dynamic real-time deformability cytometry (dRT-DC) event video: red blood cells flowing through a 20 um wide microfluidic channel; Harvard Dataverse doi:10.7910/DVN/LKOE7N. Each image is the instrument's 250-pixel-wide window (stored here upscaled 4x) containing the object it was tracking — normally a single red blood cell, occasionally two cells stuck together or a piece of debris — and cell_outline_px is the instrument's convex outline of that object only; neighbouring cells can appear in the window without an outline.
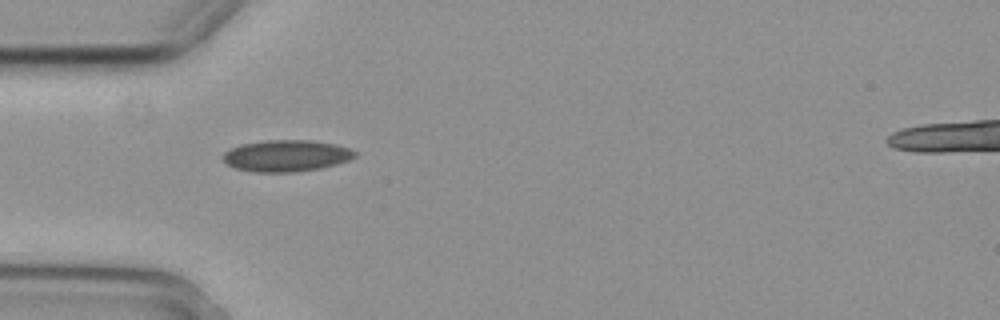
{"species": "common noctule bat (a hibernating species)", "species_latin": "Nyctalus noctula", "temperature_condition": "cold", "stored_images_in_passage": 2, "camera_frame_rate_fps": 3000, "um_per_image_px": 0.085, "animal": {"sex": "female", "body_mass_g": 29.2, "forearm_length_mm": 56.3}, "frame": {"image": 1, "passage_image": 1, "time_ms": 0.0, "image_size_px": [1000, 320], "cell_outline_px": [[356, 156], [348, 160], [336, 164], [320, 168], [296, 172], [252, 172], [236, 168], [228, 164], [220, 156], [224, 152], [240, 144], [264, 140], [312, 140], [336, 144], [348, 148], [356, 152]], "centroid_in_image_um": [24.32, 13.23], "position_along_channel_um": 60.7, "area_um2": 24.33}}
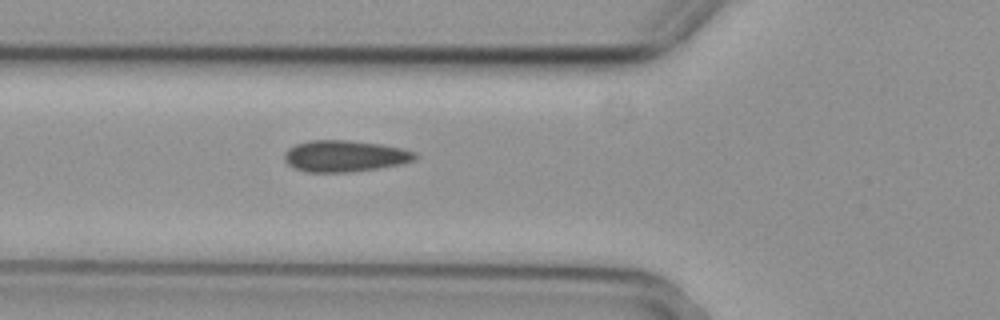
{"frame": {"image": 2, "passage_image": 2, "time_ms": 0.333, "image_size_px": [1000, 320], "cell_outline_px": [[420, 156], [416, 160], [400, 164], [380, 168], [348, 172], [308, 172], [292, 168], [284, 160], [284, 152], [288, 148], [296, 144], [308, 140], [348, 140], [380, 144], [400, 148], [416, 152]], "centroid_in_image_um": [29.3, 13.26], "position_along_channel_um": 96.5, "area_um2": 24.16}}